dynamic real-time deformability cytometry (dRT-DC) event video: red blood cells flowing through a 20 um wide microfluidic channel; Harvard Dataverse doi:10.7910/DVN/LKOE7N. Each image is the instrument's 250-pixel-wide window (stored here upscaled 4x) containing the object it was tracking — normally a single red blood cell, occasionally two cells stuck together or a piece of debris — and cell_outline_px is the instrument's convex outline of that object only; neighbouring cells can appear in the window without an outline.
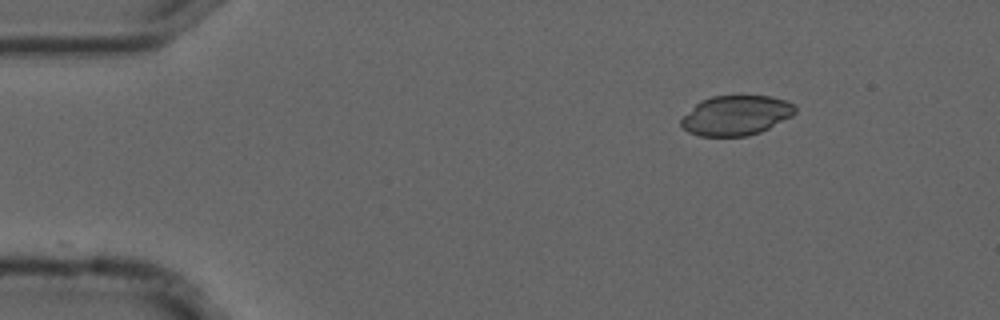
{"species": "common noctule bat (a hibernating species)", "species_latin": "Nyctalus noctula", "temperature_condition": "cold", "stored_images_in_passage": 24, "camera_frame_rate_fps": 3000, "um_per_image_px": 0.085, "animal": {"sex": "male", "forearm_length_mm": 52.5}, "frame": {"image": 1, "passage_image": 1, "time_ms": 0.0, "image_size_px": [1000, 320], "cell_outline_px": [[796, 112], [792, 116], [760, 132], [748, 136], [700, 136], [688, 132], [680, 124], [680, 120], [700, 100], [712, 96], [772, 96], [788, 100], [796, 108]], "centroid_in_image_um": [62.57, 9.8], "position_along_channel_um": 22.4, "area_um2": 26.41}}
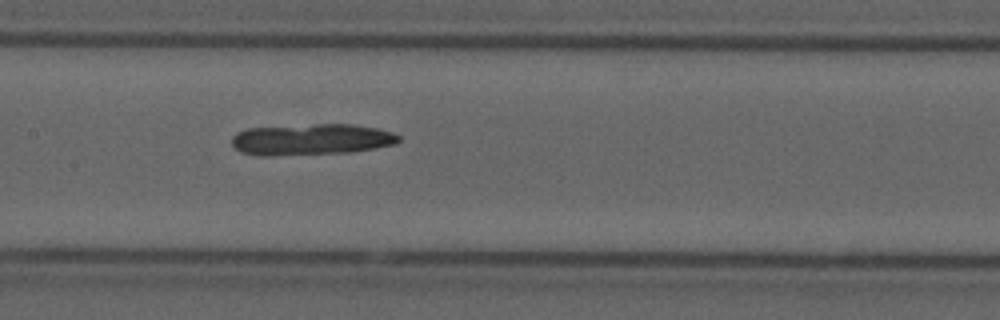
{"frame": {"image": 2, "passage_image": 20, "time_ms": 6.333, "image_size_px": [1000, 320], "cell_outline_px": [[400, 140], [396, 144], [376, 148], [352, 152], [272, 156], [256, 156], [240, 152], [232, 144], [232, 136], [236, 132], [248, 128], [316, 124], [352, 124], [380, 128], [392, 132], [400, 136]], "centroid_in_image_um": [26.47, 11.86], "position_along_channel_um": 180.9, "area_um2": 30.81}}
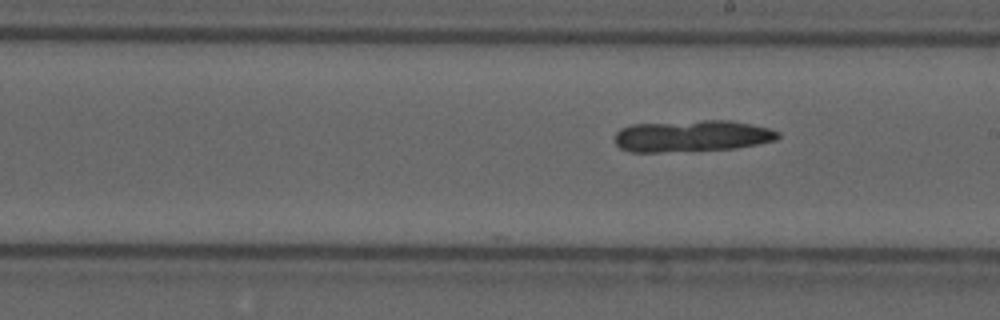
{"frame": {"image": 3, "passage_image": 24, "time_ms": 7.667, "image_size_px": [1000, 320], "cell_outline_px": [[780, 136], [776, 140], [736, 148], [660, 152], [628, 152], [620, 148], [616, 144], [616, 132], [620, 128], [632, 124], [704, 120], [732, 120], [752, 124], [768, 128], [780, 132]], "centroid_in_image_um": [58.81, 11.55], "position_along_channel_um": 230.2, "area_um2": 30.11}}